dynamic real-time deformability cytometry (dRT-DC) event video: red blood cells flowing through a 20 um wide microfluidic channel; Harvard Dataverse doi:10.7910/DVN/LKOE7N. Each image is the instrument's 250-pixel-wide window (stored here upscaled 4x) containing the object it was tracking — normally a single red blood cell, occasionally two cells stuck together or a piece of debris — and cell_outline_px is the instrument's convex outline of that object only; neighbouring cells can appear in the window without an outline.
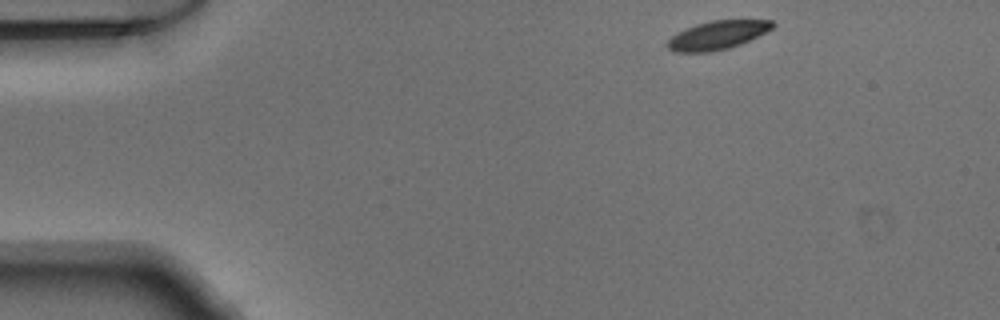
{"species": "Egyptian fruit bat (a non-hibernating species)", "species_latin": "Rousettus aegyptiacus", "temperature_condition": "warm", "stored_images_in_passage": 45, "camera_frame_rate_fps": 3000, "um_per_image_px": 0.085, "animal": {"sex": "male"}, "frame": {"image": 1, "passage_image": 1, "time_ms": 0.0, "image_size_px": [1000, 320], "cell_outline_px": [[776, 24], [772, 28], [740, 44], [728, 48], [712, 52], [672, 52], [668, 48], [668, 40], [672, 36], [696, 24], [712, 20], [772, 20]], "centroid_in_image_um": [60.98, 2.99], "position_along_channel_um": 24.0, "area_um2": 17.17}}
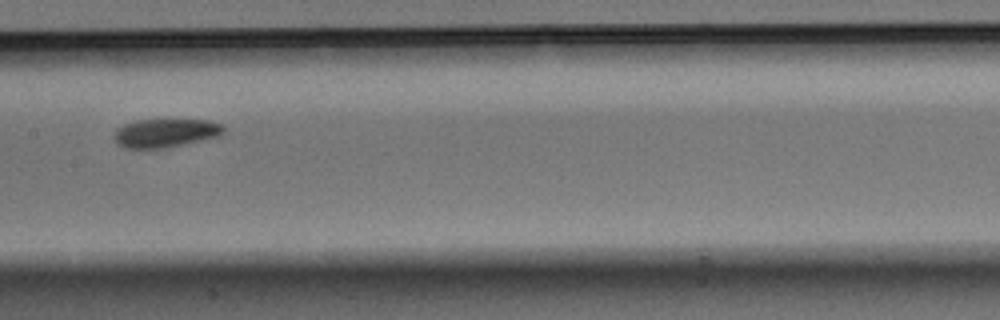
{"frame": {"image": 2, "passage_image": 20, "time_ms": 6.333, "image_size_px": [1000, 320], "cell_outline_px": [[224, 132], [220, 136], [184, 144], [156, 148], [124, 148], [116, 144], [116, 128], [124, 124], [136, 120], [208, 120], [224, 124]], "centroid_in_image_um": [14.09, 11.29], "position_along_channel_um": 193.3, "area_um2": 18.09}}
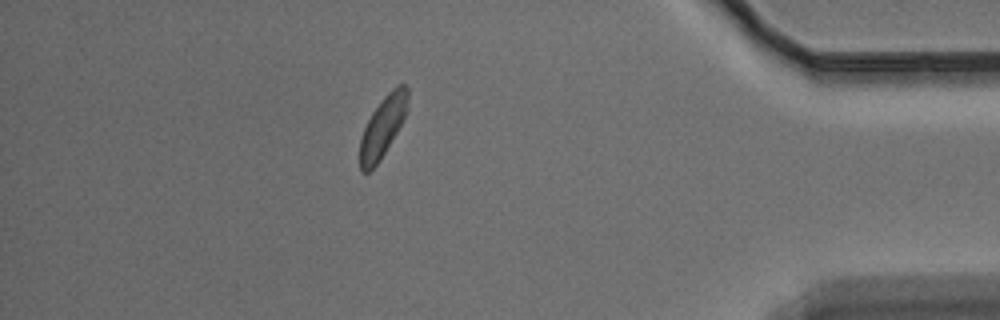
{"frame": {"image": 3, "passage_image": 39, "time_ms": 12.667, "image_size_px": [1000, 320], "cell_outline_px": [[408, 108], [396, 132], [380, 160], [368, 172], [360, 172], [360, 140], [364, 128], [372, 112], [384, 96], [396, 84], [404, 84], [408, 88]], "centroid_in_image_um": [32.53, 10.74], "position_along_channel_um": 402.7, "area_um2": 16.65}}